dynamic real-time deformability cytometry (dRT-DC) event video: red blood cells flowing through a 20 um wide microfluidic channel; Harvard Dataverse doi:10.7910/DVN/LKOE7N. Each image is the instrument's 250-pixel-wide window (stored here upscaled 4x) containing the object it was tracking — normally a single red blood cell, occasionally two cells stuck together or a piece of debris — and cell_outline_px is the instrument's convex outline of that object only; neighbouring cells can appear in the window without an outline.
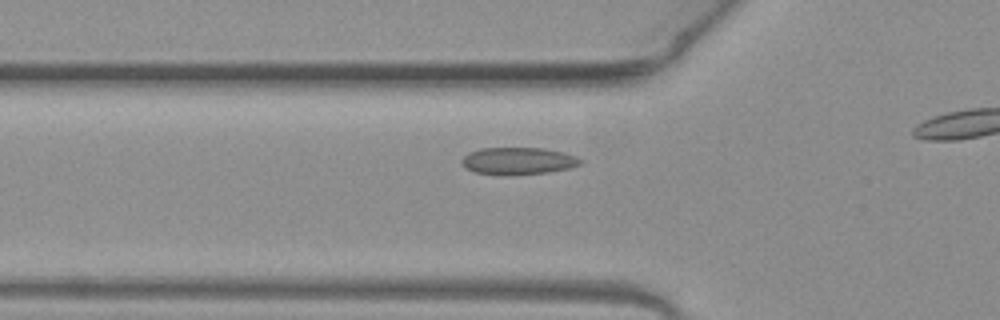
{"species": "common noctule bat (a hibernating species)", "species_latin": "Nyctalus noctula", "temperature_condition": "warm", "stored_images_in_passage": 31, "camera_frame_rate_fps": 3000, "um_per_image_px": 0.085, "animal": {"sex": "female", "body_mass_g": 19.3, "forearm_length_mm": 54.1}, "frame": {"image": 1, "passage_image": 7, "time_ms": 2.0, "image_size_px": [1000, 320], "cell_outline_px": [[584, 160], [580, 164], [568, 168], [548, 172], [476, 172], [464, 168], [460, 160], [464, 156], [480, 148], [544, 148], [576, 156]], "centroid_in_image_um": [44.06, 13.63], "position_along_channel_um": 81.7, "area_um2": 17.74}}
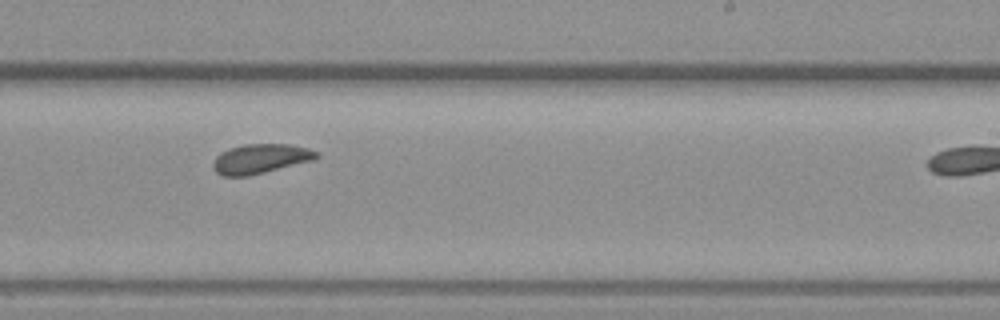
{"frame": {"image": 2, "passage_image": 21, "time_ms": 6.667, "image_size_px": [1000, 320], "cell_outline_px": [[320, 156], [312, 160], [248, 176], [224, 176], [216, 172], [212, 168], [212, 164], [216, 156], [220, 152], [228, 148], [244, 144], [288, 144], [308, 148], [316, 152]], "centroid_in_image_um": [22.08, 13.48], "position_along_channel_um": 266.9, "area_um2": 17.69}}
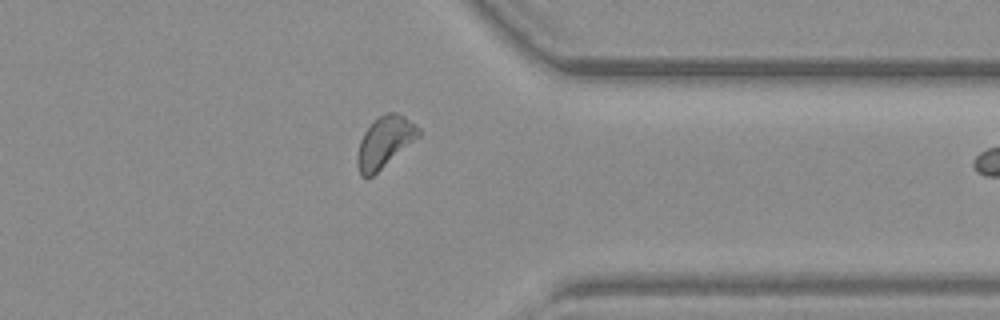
{"frame": {"image": 3, "passage_image": 30, "time_ms": 9.667, "image_size_px": [1000, 320], "cell_outline_px": [[420, 136], [372, 176], [360, 176], [356, 164], [356, 156], [360, 140], [364, 132], [380, 116], [388, 112], [396, 112], [404, 116], [416, 124], [420, 128]], "centroid_in_image_um": [32.69, 12.07], "position_along_channel_um": 378.7, "area_um2": 18.03}}